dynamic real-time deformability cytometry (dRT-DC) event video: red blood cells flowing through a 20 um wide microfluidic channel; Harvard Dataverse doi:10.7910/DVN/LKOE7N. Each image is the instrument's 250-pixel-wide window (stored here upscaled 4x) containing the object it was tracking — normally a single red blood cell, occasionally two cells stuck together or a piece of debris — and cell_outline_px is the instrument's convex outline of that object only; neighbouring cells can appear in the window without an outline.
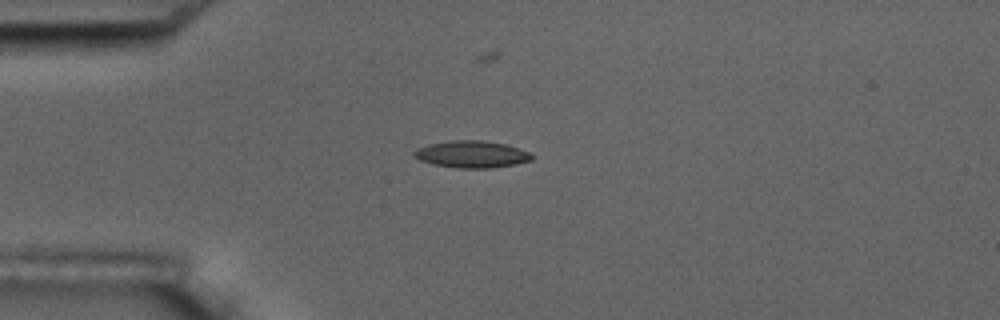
{"species": "common noctule bat (a hibernating species)", "species_latin": "Nyctalus noctula", "temperature_condition": "room temperature", "stored_images_in_passage": 1, "camera_frame_rate_fps": 3000, "um_per_image_px": 0.085, "animal": {"sex": "male", "body_mass_g": 17.5, "forearm_length_mm": 52.3}, "frame": {"image": 1, "passage_image": 1, "time_ms": 0.0, "image_size_px": [1000, 320], "cell_outline_px": [[532, 160], [516, 164], [492, 168], [456, 168], [432, 164], [420, 160], [412, 152], [416, 148], [428, 144], [452, 140], [480, 140], [504, 144], [528, 152], [532, 156]], "centroid_in_image_um": [40.05, 13.12], "position_along_channel_um": 44.9, "area_um2": 18.38}}